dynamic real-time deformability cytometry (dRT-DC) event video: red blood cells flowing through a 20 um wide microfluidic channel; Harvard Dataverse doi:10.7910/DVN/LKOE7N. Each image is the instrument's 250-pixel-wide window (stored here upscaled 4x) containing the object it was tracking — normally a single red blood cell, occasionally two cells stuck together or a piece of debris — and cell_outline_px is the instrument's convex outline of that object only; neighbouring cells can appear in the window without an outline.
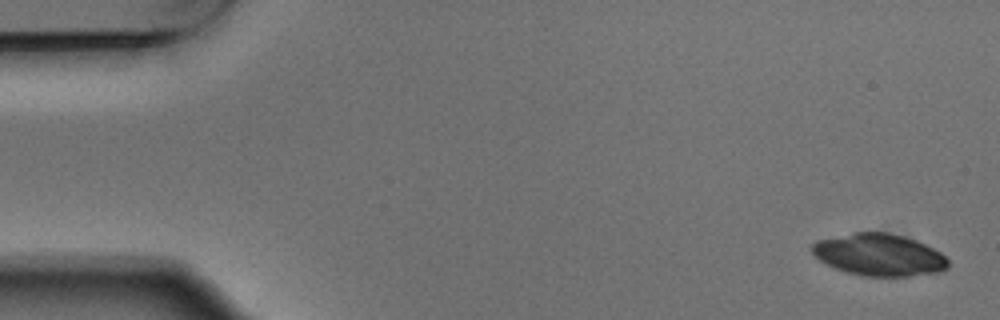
{"species": "Egyptian fruit bat (a non-hibernating species)", "species_latin": "Rousettus aegyptiacus", "temperature_condition": "warm", "stored_images_in_passage": 4, "camera_frame_rate_fps": 3000, "um_per_image_px": 0.085, "animal": {"sex": "male"}, "frame": {"image": 1, "passage_image": 1, "time_ms": 0.0, "image_size_px": [1000, 320], "cell_outline_px": [[948, 268], [940, 272], [908, 276], [860, 276], [836, 268], [820, 260], [812, 252], [812, 244], [816, 240], [856, 232], [892, 232], [916, 240], [940, 252], [948, 260]], "centroid_in_image_um": [74.74, 21.65], "position_along_channel_um": 10.3, "area_um2": 33.23}}